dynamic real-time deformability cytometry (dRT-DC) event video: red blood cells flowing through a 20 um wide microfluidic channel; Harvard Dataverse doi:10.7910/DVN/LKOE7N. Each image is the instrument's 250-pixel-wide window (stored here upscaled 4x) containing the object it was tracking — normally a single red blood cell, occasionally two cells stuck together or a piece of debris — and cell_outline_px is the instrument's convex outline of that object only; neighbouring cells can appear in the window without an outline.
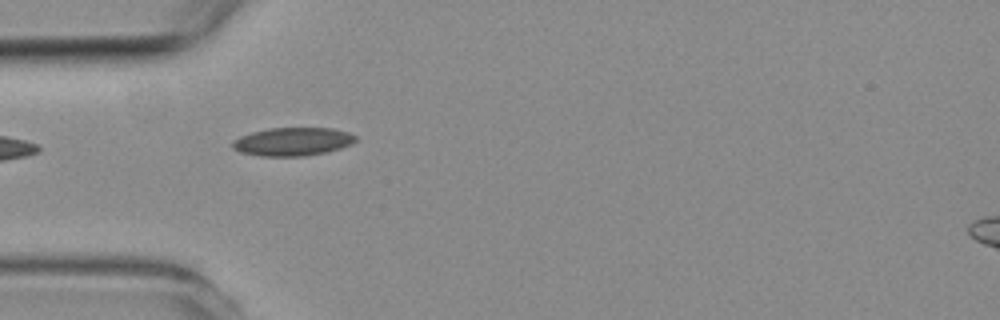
{"species": "common noctule bat (a hibernating species)", "species_latin": "Nyctalus noctula", "temperature_condition": "room temperature", "stored_images_in_passage": 4, "camera_frame_rate_fps": 3000, "um_per_image_px": 0.085, "animal": {"sex": "female", "body_mass_g": 19.3, "forearm_length_mm": 54.1}, "frame": {"image": 1, "passage_image": 4, "time_ms": 3.333, "image_size_px": [1000, 320], "cell_outline_px": [[356, 140], [340, 148], [328, 152], [304, 156], [260, 156], [240, 152], [232, 148], [232, 140], [240, 136], [252, 132], [268, 128], [332, 128], [348, 132], [356, 136]], "centroid_in_image_um": [24.84, 12.04], "position_along_channel_um": 60.2, "area_um2": 20.29}}